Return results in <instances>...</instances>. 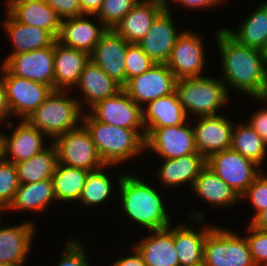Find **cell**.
<instances>
[{"label": "cell", "instance_id": "ac0fdd59", "mask_svg": "<svg viewBox=\"0 0 267 266\" xmlns=\"http://www.w3.org/2000/svg\"><path fill=\"white\" fill-rule=\"evenodd\" d=\"M89 16L93 17L92 15L84 14L78 17L63 19L55 37V42L87 52L90 55L108 28L101 22H99V26L92 21L90 22Z\"/></svg>", "mask_w": 267, "mask_h": 266}, {"label": "cell", "instance_id": "1f68e13d", "mask_svg": "<svg viewBox=\"0 0 267 266\" xmlns=\"http://www.w3.org/2000/svg\"><path fill=\"white\" fill-rule=\"evenodd\" d=\"M224 29L239 44L263 51L267 43V1L249 14L236 32Z\"/></svg>", "mask_w": 267, "mask_h": 266}, {"label": "cell", "instance_id": "f35d334b", "mask_svg": "<svg viewBox=\"0 0 267 266\" xmlns=\"http://www.w3.org/2000/svg\"><path fill=\"white\" fill-rule=\"evenodd\" d=\"M126 83L149 70L154 62L137 43H130L125 56Z\"/></svg>", "mask_w": 267, "mask_h": 266}, {"label": "cell", "instance_id": "4dcf8cb0", "mask_svg": "<svg viewBox=\"0 0 267 266\" xmlns=\"http://www.w3.org/2000/svg\"><path fill=\"white\" fill-rule=\"evenodd\" d=\"M51 200H56L52 179L20 184L13 201L6 210L45 211L52 202Z\"/></svg>", "mask_w": 267, "mask_h": 266}, {"label": "cell", "instance_id": "3957f363", "mask_svg": "<svg viewBox=\"0 0 267 266\" xmlns=\"http://www.w3.org/2000/svg\"><path fill=\"white\" fill-rule=\"evenodd\" d=\"M80 124L89 131L105 166L125 163L145 149V130L105 124L95 120L88 112L83 114Z\"/></svg>", "mask_w": 267, "mask_h": 266}, {"label": "cell", "instance_id": "4316f807", "mask_svg": "<svg viewBox=\"0 0 267 266\" xmlns=\"http://www.w3.org/2000/svg\"><path fill=\"white\" fill-rule=\"evenodd\" d=\"M162 161L158 176L162 185L167 187H175L186 182L192 187L194 180L206 166V158L198 152Z\"/></svg>", "mask_w": 267, "mask_h": 266}, {"label": "cell", "instance_id": "277c9868", "mask_svg": "<svg viewBox=\"0 0 267 266\" xmlns=\"http://www.w3.org/2000/svg\"><path fill=\"white\" fill-rule=\"evenodd\" d=\"M67 92L54 90L26 118L32 126L44 133L45 137H51L52 141L58 135L78 128L80 125L77 122L83 118L82 100L69 97Z\"/></svg>", "mask_w": 267, "mask_h": 266}, {"label": "cell", "instance_id": "d6986e66", "mask_svg": "<svg viewBox=\"0 0 267 266\" xmlns=\"http://www.w3.org/2000/svg\"><path fill=\"white\" fill-rule=\"evenodd\" d=\"M168 0H139L119 21L114 31L129 43H138L156 17L167 7Z\"/></svg>", "mask_w": 267, "mask_h": 266}, {"label": "cell", "instance_id": "7a4b0ae2", "mask_svg": "<svg viewBox=\"0 0 267 266\" xmlns=\"http://www.w3.org/2000/svg\"><path fill=\"white\" fill-rule=\"evenodd\" d=\"M117 186L121 193V207L135 223L146 229L159 230L171 224V217L164 207L163 198L153 186L136 175H121Z\"/></svg>", "mask_w": 267, "mask_h": 266}, {"label": "cell", "instance_id": "5b68a950", "mask_svg": "<svg viewBox=\"0 0 267 266\" xmlns=\"http://www.w3.org/2000/svg\"><path fill=\"white\" fill-rule=\"evenodd\" d=\"M229 87L221 80L203 77L176 80L175 91L187 113L199 116L216 115L229 99Z\"/></svg>", "mask_w": 267, "mask_h": 266}, {"label": "cell", "instance_id": "d6a6232c", "mask_svg": "<svg viewBox=\"0 0 267 266\" xmlns=\"http://www.w3.org/2000/svg\"><path fill=\"white\" fill-rule=\"evenodd\" d=\"M57 164L56 148L51 143L50 147H46L42 152L16 163L20 184L52 179Z\"/></svg>", "mask_w": 267, "mask_h": 266}, {"label": "cell", "instance_id": "7402d4cb", "mask_svg": "<svg viewBox=\"0 0 267 266\" xmlns=\"http://www.w3.org/2000/svg\"><path fill=\"white\" fill-rule=\"evenodd\" d=\"M89 60L87 52L54 42V90L66 91L75 87Z\"/></svg>", "mask_w": 267, "mask_h": 266}, {"label": "cell", "instance_id": "44dd1931", "mask_svg": "<svg viewBox=\"0 0 267 266\" xmlns=\"http://www.w3.org/2000/svg\"><path fill=\"white\" fill-rule=\"evenodd\" d=\"M20 121L11 136L4 134V159L14 164L27 160L46 149L43 140L45 134L26 119L21 118Z\"/></svg>", "mask_w": 267, "mask_h": 266}, {"label": "cell", "instance_id": "681fc988", "mask_svg": "<svg viewBox=\"0 0 267 266\" xmlns=\"http://www.w3.org/2000/svg\"><path fill=\"white\" fill-rule=\"evenodd\" d=\"M250 224L260 230H267V209L261 211Z\"/></svg>", "mask_w": 267, "mask_h": 266}, {"label": "cell", "instance_id": "836d02e7", "mask_svg": "<svg viewBox=\"0 0 267 266\" xmlns=\"http://www.w3.org/2000/svg\"><path fill=\"white\" fill-rule=\"evenodd\" d=\"M89 173L90 171L86 169L69 167L58 163L52 175L56 201H64L66 203L73 200L78 201Z\"/></svg>", "mask_w": 267, "mask_h": 266}, {"label": "cell", "instance_id": "5bb4252c", "mask_svg": "<svg viewBox=\"0 0 267 266\" xmlns=\"http://www.w3.org/2000/svg\"><path fill=\"white\" fill-rule=\"evenodd\" d=\"M3 62L13 75L47 84L54 89V43L49 47L10 55Z\"/></svg>", "mask_w": 267, "mask_h": 266}, {"label": "cell", "instance_id": "b9f144b4", "mask_svg": "<svg viewBox=\"0 0 267 266\" xmlns=\"http://www.w3.org/2000/svg\"><path fill=\"white\" fill-rule=\"evenodd\" d=\"M80 240L70 238L62 255V259L55 266H90L86 249Z\"/></svg>", "mask_w": 267, "mask_h": 266}, {"label": "cell", "instance_id": "9a60e30c", "mask_svg": "<svg viewBox=\"0 0 267 266\" xmlns=\"http://www.w3.org/2000/svg\"><path fill=\"white\" fill-rule=\"evenodd\" d=\"M167 7L156 17L146 35L137 43L154 63L166 64L175 42L182 34L177 32L172 14Z\"/></svg>", "mask_w": 267, "mask_h": 266}, {"label": "cell", "instance_id": "7c38bea8", "mask_svg": "<svg viewBox=\"0 0 267 266\" xmlns=\"http://www.w3.org/2000/svg\"><path fill=\"white\" fill-rule=\"evenodd\" d=\"M202 38L193 31H185L178 37L166 65L176 79L203 77L205 50Z\"/></svg>", "mask_w": 267, "mask_h": 266}, {"label": "cell", "instance_id": "c3c4849f", "mask_svg": "<svg viewBox=\"0 0 267 266\" xmlns=\"http://www.w3.org/2000/svg\"><path fill=\"white\" fill-rule=\"evenodd\" d=\"M78 1L80 4L82 13L86 15L87 14L95 15L99 11L102 5V2H103V0H78Z\"/></svg>", "mask_w": 267, "mask_h": 266}, {"label": "cell", "instance_id": "484cf974", "mask_svg": "<svg viewBox=\"0 0 267 266\" xmlns=\"http://www.w3.org/2000/svg\"><path fill=\"white\" fill-rule=\"evenodd\" d=\"M76 86L81 90L89 108L101 100L114 96L122 89L91 59L86 63Z\"/></svg>", "mask_w": 267, "mask_h": 266}, {"label": "cell", "instance_id": "f907efd6", "mask_svg": "<svg viewBox=\"0 0 267 266\" xmlns=\"http://www.w3.org/2000/svg\"><path fill=\"white\" fill-rule=\"evenodd\" d=\"M254 100H259L262 102H267V67H266V77H265V85H264V89L263 92L261 93V95L258 98H253Z\"/></svg>", "mask_w": 267, "mask_h": 266}, {"label": "cell", "instance_id": "ee69618b", "mask_svg": "<svg viewBox=\"0 0 267 266\" xmlns=\"http://www.w3.org/2000/svg\"><path fill=\"white\" fill-rule=\"evenodd\" d=\"M248 123L267 144V108L252 113Z\"/></svg>", "mask_w": 267, "mask_h": 266}, {"label": "cell", "instance_id": "8992f818", "mask_svg": "<svg viewBox=\"0 0 267 266\" xmlns=\"http://www.w3.org/2000/svg\"><path fill=\"white\" fill-rule=\"evenodd\" d=\"M204 266H255L246 237L213 227L204 243Z\"/></svg>", "mask_w": 267, "mask_h": 266}, {"label": "cell", "instance_id": "7bdbcfd3", "mask_svg": "<svg viewBox=\"0 0 267 266\" xmlns=\"http://www.w3.org/2000/svg\"><path fill=\"white\" fill-rule=\"evenodd\" d=\"M45 2L55 10L62 20L84 15L78 0H45Z\"/></svg>", "mask_w": 267, "mask_h": 266}, {"label": "cell", "instance_id": "e0dca14e", "mask_svg": "<svg viewBox=\"0 0 267 266\" xmlns=\"http://www.w3.org/2000/svg\"><path fill=\"white\" fill-rule=\"evenodd\" d=\"M197 120L193 129L199 154L207 159L211 154L231 147L233 121L221 114L199 116Z\"/></svg>", "mask_w": 267, "mask_h": 266}, {"label": "cell", "instance_id": "ffe728a7", "mask_svg": "<svg viewBox=\"0 0 267 266\" xmlns=\"http://www.w3.org/2000/svg\"><path fill=\"white\" fill-rule=\"evenodd\" d=\"M151 230L152 235L134 245L147 266H180L174 244V226Z\"/></svg>", "mask_w": 267, "mask_h": 266}, {"label": "cell", "instance_id": "d4e9b609", "mask_svg": "<svg viewBox=\"0 0 267 266\" xmlns=\"http://www.w3.org/2000/svg\"><path fill=\"white\" fill-rule=\"evenodd\" d=\"M7 18L3 22V29L7 31L8 37H10L11 44L13 45V52L10 55H16L20 53H26L33 50L49 47L55 42V38L42 28L22 24L16 21L8 12Z\"/></svg>", "mask_w": 267, "mask_h": 266}, {"label": "cell", "instance_id": "9f6ffc18", "mask_svg": "<svg viewBox=\"0 0 267 266\" xmlns=\"http://www.w3.org/2000/svg\"><path fill=\"white\" fill-rule=\"evenodd\" d=\"M1 211H4L2 208H0V215H1ZM0 218H1V216H0ZM2 220V218L0 219V221Z\"/></svg>", "mask_w": 267, "mask_h": 266}, {"label": "cell", "instance_id": "52a82bcc", "mask_svg": "<svg viewBox=\"0 0 267 266\" xmlns=\"http://www.w3.org/2000/svg\"><path fill=\"white\" fill-rule=\"evenodd\" d=\"M51 143L56 148L59 164L90 172L108 168L99 157L92 137L83 124L58 135Z\"/></svg>", "mask_w": 267, "mask_h": 266}, {"label": "cell", "instance_id": "2e32d148", "mask_svg": "<svg viewBox=\"0 0 267 266\" xmlns=\"http://www.w3.org/2000/svg\"><path fill=\"white\" fill-rule=\"evenodd\" d=\"M129 44L113 29H108L90 54V59L122 88L126 85L124 61Z\"/></svg>", "mask_w": 267, "mask_h": 266}, {"label": "cell", "instance_id": "7dc6e473", "mask_svg": "<svg viewBox=\"0 0 267 266\" xmlns=\"http://www.w3.org/2000/svg\"><path fill=\"white\" fill-rule=\"evenodd\" d=\"M10 116L11 114L7 103L6 90L1 77L0 78V123L3 122V120H6V118Z\"/></svg>", "mask_w": 267, "mask_h": 266}, {"label": "cell", "instance_id": "f5cc1de1", "mask_svg": "<svg viewBox=\"0 0 267 266\" xmlns=\"http://www.w3.org/2000/svg\"><path fill=\"white\" fill-rule=\"evenodd\" d=\"M45 0H6L7 4H16V3H23V2H39Z\"/></svg>", "mask_w": 267, "mask_h": 266}, {"label": "cell", "instance_id": "8d00e7d4", "mask_svg": "<svg viewBox=\"0 0 267 266\" xmlns=\"http://www.w3.org/2000/svg\"><path fill=\"white\" fill-rule=\"evenodd\" d=\"M139 0H103L99 11L92 15L108 29H114L119 21L138 3Z\"/></svg>", "mask_w": 267, "mask_h": 266}, {"label": "cell", "instance_id": "cb8c5ba5", "mask_svg": "<svg viewBox=\"0 0 267 266\" xmlns=\"http://www.w3.org/2000/svg\"><path fill=\"white\" fill-rule=\"evenodd\" d=\"M146 107L142 108V122L145 131L148 128L177 126L186 123L188 115L181 106L176 91L148 102Z\"/></svg>", "mask_w": 267, "mask_h": 266}, {"label": "cell", "instance_id": "e575fe53", "mask_svg": "<svg viewBox=\"0 0 267 266\" xmlns=\"http://www.w3.org/2000/svg\"><path fill=\"white\" fill-rule=\"evenodd\" d=\"M230 148L259 166L267 154V144L249 123L240 124L238 127L234 125Z\"/></svg>", "mask_w": 267, "mask_h": 266}, {"label": "cell", "instance_id": "603a6c76", "mask_svg": "<svg viewBox=\"0 0 267 266\" xmlns=\"http://www.w3.org/2000/svg\"><path fill=\"white\" fill-rule=\"evenodd\" d=\"M34 233L35 226L30 221L0 228V263L24 265Z\"/></svg>", "mask_w": 267, "mask_h": 266}, {"label": "cell", "instance_id": "ba28073f", "mask_svg": "<svg viewBox=\"0 0 267 266\" xmlns=\"http://www.w3.org/2000/svg\"><path fill=\"white\" fill-rule=\"evenodd\" d=\"M2 80L10 114L26 119L54 91L47 85L13 75L3 64Z\"/></svg>", "mask_w": 267, "mask_h": 266}, {"label": "cell", "instance_id": "816d5d0a", "mask_svg": "<svg viewBox=\"0 0 267 266\" xmlns=\"http://www.w3.org/2000/svg\"><path fill=\"white\" fill-rule=\"evenodd\" d=\"M4 160V134L0 131V161Z\"/></svg>", "mask_w": 267, "mask_h": 266}, {"label": "cell", "instance_id": "74e56055", "mask_svg": "<svg viewBox=\"0 0 267 266\" xmlns=\"http://www.w3.org/2000/svg\"><path fill=\"white\" fill-rule=\"evenodd\" d=\"M19 186L16 164L5 159L0 161V208L4 211L13 201Z\"/></svg>", "mask_w": 267, "mask_h": 266}, {"label": "cell", "instance_id": "30bf717a", "mask_svg": "<svg viewBox=\"0 0 267 266\" xmlns=\"http://www.w3.org/2000/svg\"><path fill=\"white\" fill-rule=\"evenodd\" d=\"M147 148L163 159H174L198 152L195 146L194 129L187 123L148 128L145 131V150Z\"/></svg>", "mask_w": 267, "mask_h": 266}, {"label": "cell", "instance_id": "6da1fadb", "mask_svg": "<svg viewBox=\"0 0 267 266\" xmlns=\"http://www.w3.org/2000/svg\"><path fill=\"white\" fill-rule=\"evenodd\" d=\"M215 38L221 56V80L231 89L258 98L265 85V54L261 50L239 44L224 28L217 31Z\"/></svg>", "mask_w": 267, "mask_h": 266}, {"label": "cell", "instance_id": "d590c367", "mask_svg": "<svg viewBox=\"0 0 267 266\" xmlns=\"http://www.w3.org/2000/svg\"><path fill=\"white\" fill-rule=\"evenodd\" d=\"M103 169L90 172L86 179L82 194L78 200L84 203L85 206L102 204L109 198L113 190L112 180L106 172H103Z\"/></svg>", "mask_w": 267, "mask_h": 266}, {"label": "cell", "instance_id": "11a10c76", "mask_svg": "<svg viewBox=\"0 0 267 266\" xmlns=\"http://www.w3.org/2000/svg\"><path fill=\"white\" fill-rule=\"evenodd\" d=\"M262 52L265 54V57L267 59V43H266V46H265V48H264V50Z\"/></svg>", "mask_w": 267, "mask_h": 266}, {"label": "cell", "instance_id": "f1b7e54d", "mask_svg": "<svg viewBox=\"0 0 267 266\" xmlns=\"http://www.w3.org/2000/svg\"><path fill=\"white\" fill-rule=\"evenodd\" d=\"M192 190L202 200L216 207H228L241 200L239 194L205 166L193 182Z\"/></svg>", "mask_w": 267, "mask_h": 266}, {"label": "cell", "instance_id": "8fae6325", "mask_svg": "<svg viewBox=\"0 0 267 266\" xmlns=\"http://www.w3.org/2000/svg\"><path fill=\"white\" fill-rule=\"evenodd\" d=\"M176 78L166 64L154 63L143 74L130 79L123 89L141 108L175 91Z\"/></svg>", "mask_w": 267, "mask_h": 266}, {"label": "cell", "instance_id": "db71d44e", "mask_svg": "<svg viewBox=\"0 0 267 266\" xmlns=\"http://www.w3.org/2000/svg\"><path fill=\"white\" fill-rule=\"evenodd\" d=\"M0 266H23V265L0 263Z\"/></svg>", "mask_w": 267, "mask_h": 266}, {"label": "cell", "instance_id": "9c48e42d", "mask_svg": "<svg viewBox=\"0 0 267 266\" xmlns=\"http://www.w3.org/2000/svg\"><path fill=\"white\" fill-rule=\"evenodd\" d=\"M206 165L241 196L262 173L254 161L231 148L211 154ZM260 170V171H259Z\"/></svg>", "mask_w": 267, "mask_h": 266}, {"label": "cell", "instance_id": "bcb514c9", "mask_svg": "<svg viewBox=\"0 0 267 266\" xmlns=\"http://www.w3.org/2000/svg\"><path fill=\"white\" fill-rule=\"evenodd\" d=\"M134 253L132 256L119 258L111 266H147L141 254L135 247H132Z\"/></svg>", "mask_w": 267, "mask_h": 266}, {"label": "cell", "instance_id": "f6af8a7d", "mask_svg": "<svg viewBox=\"0 0 267 266\" xmlns=\"http://www.w3.org/2000/svg\"><path fill=\"white\" fill-rule=\"evenodd\" d=\"M175 3H179V5L183 6L184 8L188 9H198V8H213V6H218L225 0H172Z\"/></svg>", "mask_w": 267, "mask_h": 266}, {"label": "cell", "instance_id": "ab89813d", "mask_svg": "<svg viewBox=\"0 0 267 266\" xmlns=\"http://www.w3.org/2000/svg\"><path fill=\"white\" fill-rule=\"evenodd\" d=\"M249 235L245 236L255 266H267V230H260L250 223L247 227Z\"/></svg>", "mask_w": 267, "mask_h": 266}, {"label": "cell", "instance_id": "83f0119b", "mask_svg": "<svg viewBox=\"0 0 267 266\" xmlns=\"http://www.w3.org/2000/svg\"><path fill=\"white\" fill-rule=\"evenodd\" d=\"M7 11L16 21L47 30L56 37L62 19L45 1L6 4Z\"/></svg>", "mask_w": 267, "mask_h": 266}, {"label": "cell", "instance_id": "60d3db41", "mask_svg": "<svg viewBox=\"0 0 267 266\" xmlns=\"http://www.w3.org/2000/svg\"><path fill=\"white\" fill-rule=\"evenodd\" d=\"M242 199L246 197L250 201L255 214L251 221L261 212L267 209V176L259 174L248 187V189L240 196Z\"/></svg>", "mask_w": 267, "mask_h": 266}, {"label": "cell", "instance_id": "f546056e", "mask_svg": "<svg viewBox=\"0 0 267 266\" xmlns=\"http://www.w3.org/2000/svg\"><path fill=\"white\" fill-rule=\"evenodd\" d=\"M213 227L207 225L197 232L182 224L174 227V244L180 266L203 264L205 238Z\"/></svg>", "mask_w": 267, "mask_h": 266}, {"label": "cell", "instance_id": "4fadbf2b", "mask_svg": "<svg viewBox=\"0 0 267 266\" xmlns=\"http://www.w3.org/2000/svg\"><path fill=\"white\" fill-rule=\"evenodd\" d=\"M89 114L97 121L126 129H143L142 108L122 88L114 96L97 102Z\"/></svg>", "mask_w": 267, "mask_h": 266}]
</instances>
